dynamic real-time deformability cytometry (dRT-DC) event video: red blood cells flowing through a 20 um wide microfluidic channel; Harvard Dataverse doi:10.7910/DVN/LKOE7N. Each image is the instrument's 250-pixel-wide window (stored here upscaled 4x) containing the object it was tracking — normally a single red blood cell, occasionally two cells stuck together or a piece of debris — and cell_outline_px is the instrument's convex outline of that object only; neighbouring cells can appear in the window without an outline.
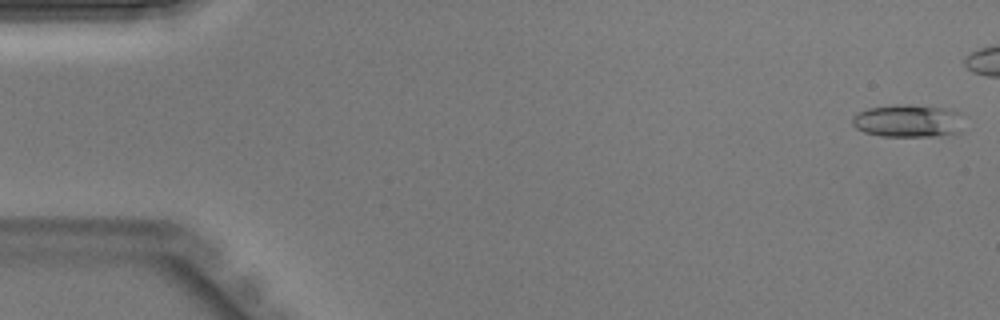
{"species": "Egyptian fruit bat (a non-hibernating species)", "species_latin": "Rousettus aegyptiacus", "temperature_condition": "warm", "stored_images_in_passage": 36, "camera_frame_rate_fps": 3000, "um_per_image_px": 0.085, "animal": {"sex": "male"}, "frame": {"image": 1, "passage_image": 1, "time_ms": 0.0, "image_size_px": [1000, 320], "cell_outline_px": [[960, 132], [940, 136], [880, 136], [864, 132], [856, 128], [852, 124], [852, 116], [856, 112], [868, 108], [896, 104], [912, 104], [956, 108], [960, 112]], "centroid_in_image_um": [77.18, 10.25], "position_along_channel_um": 7.8, "area_um2": 21.79}}
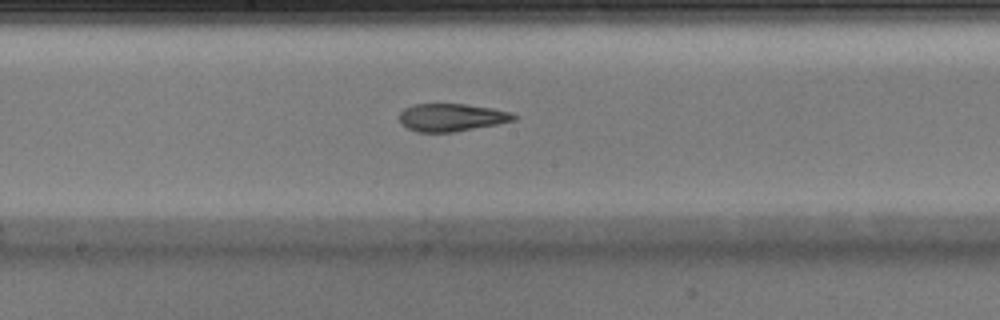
{"frame": {"image": 2, "passage_image": 23, "time_ms": 7.333, "image_size_px": [1000, 320], "cell_outline_px": [[516, 120], [496, 124], [452, 132], [416, 132], [408, 128], [400, 120], [400, 112], [404, 108], [412, 104], [464, 104], [492, 108], [512, 112], [516, 116]], "centroid_in_image_um": [38.38, 9.97], "position_along_channel_um": 209.8, "area_um2": 18.32}}
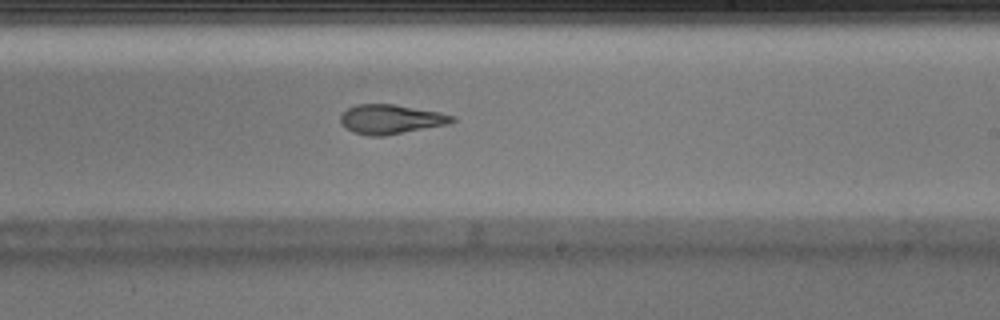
{"frame": {"image": 3, "passage_image": 26, "time_ms": 8.333, "image_size_px": [1000, 320], "cell_outline_px": [[456, 120], [448, 124], [384, 136], [368, 136], [352, 132], [340, 124], [340, 116], [348, 108], [356, 104], [392, 104], [440, 112], [456, 116]], "centroid_in_image_um": [33.21, 10.14], "position_along_channel_um": 255.8, "area_um2": 19.19}}